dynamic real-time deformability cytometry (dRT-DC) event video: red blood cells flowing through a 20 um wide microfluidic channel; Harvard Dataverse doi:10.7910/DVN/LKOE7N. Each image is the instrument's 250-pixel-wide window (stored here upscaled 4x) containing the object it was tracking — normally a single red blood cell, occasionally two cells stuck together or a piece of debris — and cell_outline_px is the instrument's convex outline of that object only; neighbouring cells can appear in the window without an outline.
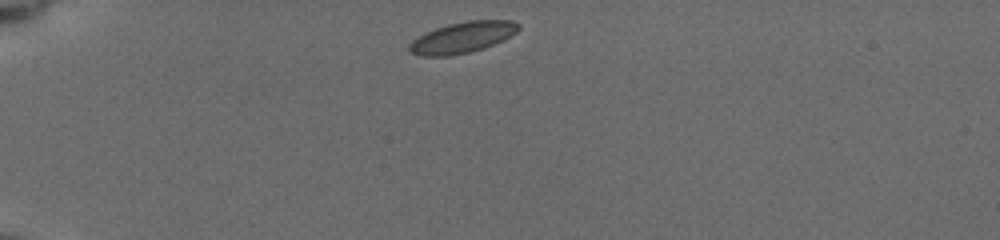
{"species": "common noctule bat (a hibernating species)", "species_latin": "Nyctalus noctula", "temperature_condition": "cold", "stored_images_in_passage": 42, "camera_frame_rate_fps": 3000, "um_per_image_px": 0.085, "animal": {"sex": "female", "body_mass_g": 19.5, "forearm_length_mm": 54.1}, "frame": {"image": 1, "passage_image": 1, "time_ms": 0.0, "image_size_px": [1000, 240], "cell_outline_px": [[520, 28], [516, 32], [504, 40], [484, 48], [468, 52], [448, 56], [420, 56], [408, 52], [408, 44], [412, 40], [436, 28], [448, 24], [468, 20], [512, 20], [520, 24]], "centroid_in_image_um": [39.31, 3.18], "position_along_channel_um": 45.7, "area_um2": 19.77}}
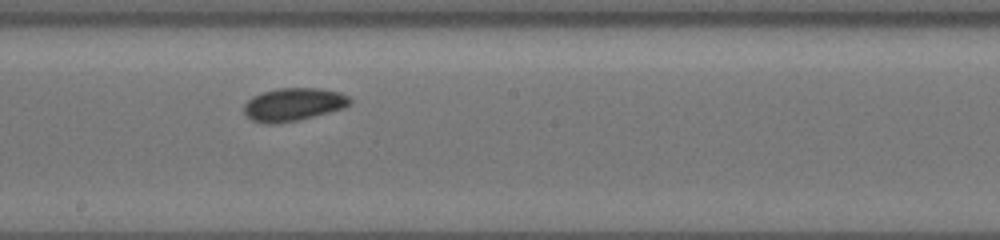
{"frame": {"image": 2, "passage_image": 19, "time_ms": 6.0, "image_size_px": [1000, 240], "cell_outline_px": [[352, 104], [344, 108], [296, 120], [252, 120], [244, 112], [244, 104], [252, 96], [260, 92], [276, 88], [320, 88], [340, 92], [348, 96], [352, 100]], "centroid_in_image_um": [25.0, 8.8], "position_along_channel_um": 223.2, "area_um2": 19.65}}
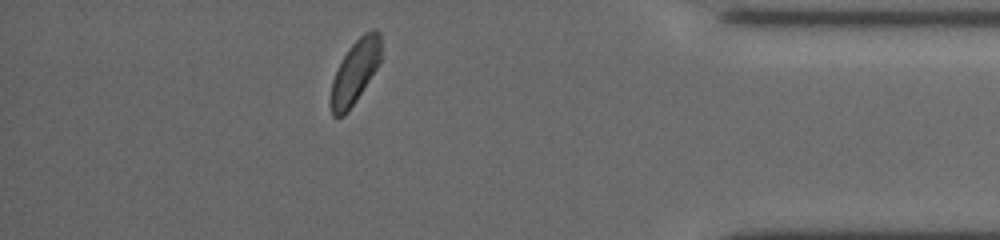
{"frame": {"image": 3, "passage_image": 36, "time_ms": 11.667, "image_size_px": [1000, 240], "cell_outline_px": [[380, 60], [376, 68], [356, 100], [348, 112], [344, 116], [332, 116], [332, 80], [348, 48], [364, 32], [372, 28], [376, 28], [380, 32]], "centroid_in_image_um": [30.2, 6.06], "position_along_channel_um": 405.0, "area_um2": 18.03}, "authors_computed_cell_mechanics": {"area_um2": 19.652, "velocity_mm_per_s": 3.7016, "shape_relaxation_time_tau1_ms": 3.6175, "shape_relaxation_time_tau2_ms": null, "deformation_change_tau1": 0.0661, "deformation_change_tau2": null}}